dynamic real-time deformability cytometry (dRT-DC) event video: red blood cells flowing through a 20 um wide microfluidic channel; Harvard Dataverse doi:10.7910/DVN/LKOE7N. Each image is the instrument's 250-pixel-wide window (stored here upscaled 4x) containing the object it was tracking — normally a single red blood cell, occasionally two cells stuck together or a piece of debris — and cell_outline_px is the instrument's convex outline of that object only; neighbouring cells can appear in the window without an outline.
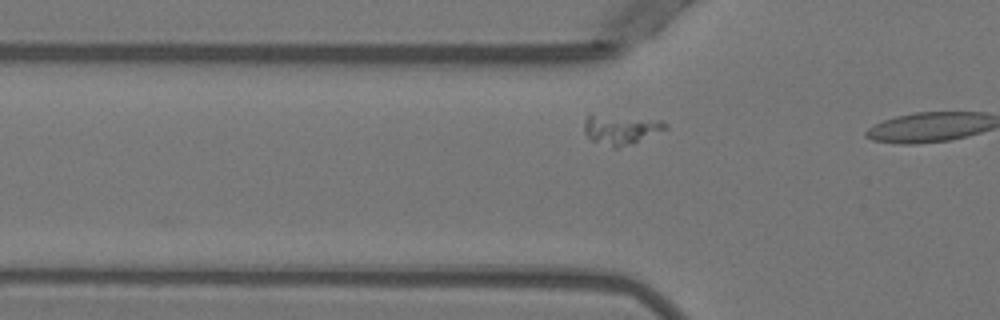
{"species": "Egyptian fruit bat (a non-hibernating species)", "species_latin": "Rousettus aegyptiacus", "temperature_condition": "warm", "stored_images_in_passage": 3, "segment_of_instrument_passage": [1, 2], "camera_frame_rate_fps": 3000, "um_per_image_px": 0.085, "animal": {"sex": "female"}, "frame": {"image": 1, "passage_image": 2, "time_ms": 0.333, "image_size_px": [1000, 320], "cell_outline_px": [[668, 128], [616, 148], [612, 148], [592, 140], [584, 132], [584, 120], [588, 116], [592, 116], [660, 120], [668, 124]], "centroid_in_image_um": [52.74, 11.03], "position_along_channel_um": 73.1, "area_um2": 13.01}}